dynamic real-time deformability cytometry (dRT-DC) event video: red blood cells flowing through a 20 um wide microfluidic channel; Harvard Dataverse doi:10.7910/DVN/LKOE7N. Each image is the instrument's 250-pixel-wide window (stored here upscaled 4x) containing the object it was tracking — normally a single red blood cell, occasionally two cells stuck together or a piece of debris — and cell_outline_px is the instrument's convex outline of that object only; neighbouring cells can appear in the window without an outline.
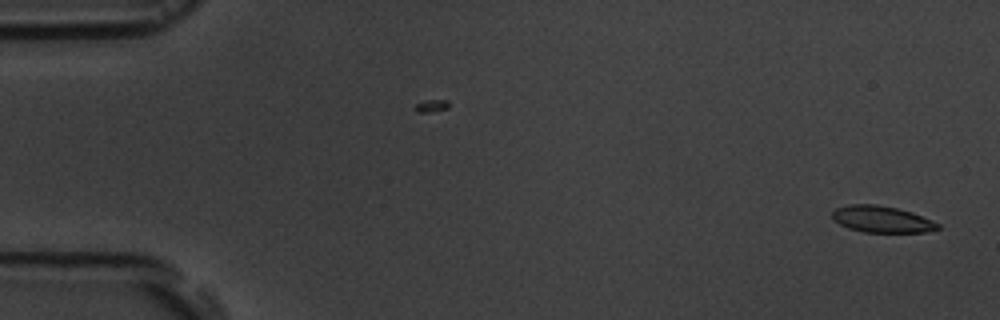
{"species": "common noctule bat (a hibernating species)", "species_latin": "Nyctalus noctula", "temperature_condition": "room temperature", "stored_images_in_passage": 3, "camera_frame_rate_fps": 3000, "um_per_image_px": 0.085, "animal": {"sex": "male", "body_mass_g": 19.5, "forearm_length_mm": 54.6}, "frame": {"image": 1, "passage_image": 3, "time_ms": 2.0, "image_size_px": [1000, 320], "cell_outline_px": [[940, 228], [928, 232], [864, 232], [848, 228], [840, 224], [832, 216], [832, 212], [836, 208], [852, 204], [876, 204], [896, 208], [912, 212], [940, 224]], "centroid_in_image_um": [74.97, 18.64], "position_along_channel_um": 10.0, "area_um2": 16.18}}